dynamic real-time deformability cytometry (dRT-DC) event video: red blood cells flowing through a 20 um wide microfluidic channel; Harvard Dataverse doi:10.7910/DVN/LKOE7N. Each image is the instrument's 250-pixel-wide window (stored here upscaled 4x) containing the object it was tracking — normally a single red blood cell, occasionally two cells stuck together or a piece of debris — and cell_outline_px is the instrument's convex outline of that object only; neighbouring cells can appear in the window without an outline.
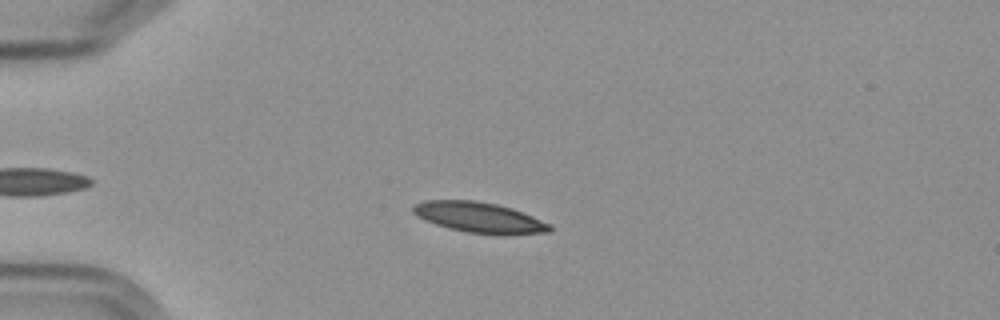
{"species": "Egyptian fruit bat (a non-hibernating species)", "species_latin": "Rousettus aegyptiacus", "temperature_condition": "cold", "stored_images_in_passage": 6, "camera_frame_rate_fps": 3000, "um_per_image_px": 0.085, "frame": {"image": 1, "passage_image": 5, "time_ms": 5.0, "image_size_px": [1000, 320], "cell_outline_px": [[552, 232], [468, 232], [448, 228], [436, 224], [416, 216], [412, 212], [412, 208], [416, 204], [424, 200], [476, 200], [496, 204], [512, 208], [552, 224]], "centroid_in_image_um": [40.67, 18.43], "position_along_channel_um": 44.3, "area_um2": 23.41}}